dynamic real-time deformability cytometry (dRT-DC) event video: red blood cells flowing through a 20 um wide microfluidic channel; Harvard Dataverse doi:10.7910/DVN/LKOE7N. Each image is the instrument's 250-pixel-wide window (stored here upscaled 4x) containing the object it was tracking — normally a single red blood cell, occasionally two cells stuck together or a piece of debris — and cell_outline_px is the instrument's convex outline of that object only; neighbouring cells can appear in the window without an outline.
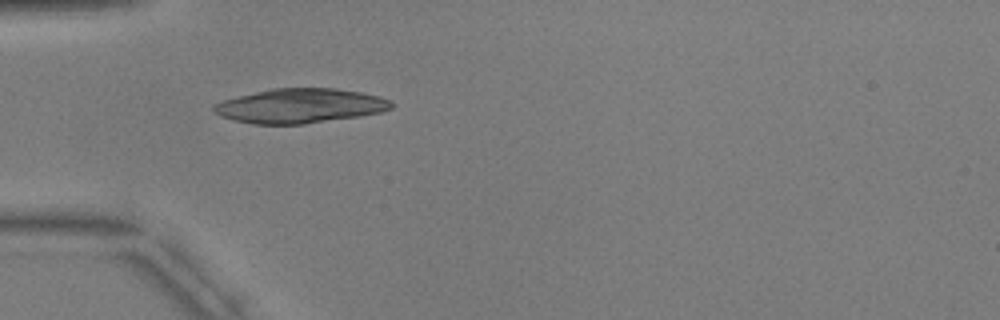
{"species": "common noctule bat (a hibernating species)", "species_latin": "Nyctalus noctula", "temperature_condition": "warm", "stored_images_in_passage": 1, "camera_frame_rate_fps": 3000, "um_per_image_px": 0.085, "animal": {"sex": "male", "body_mass_g": 17.9, "forearm_length_mm": 54.2}, "frame": {"image": 1, "passage_image": 1, "time_ms": 0.0, "image_size_px": [1000, 320], "cell_outline_px": [[396, 104], [392, 108], [380, 112], [360, 116], [304, 124], [252, 124], [232, 120], [220, 116], [212, 112], [212, 108], [216, 104], [224, 100], [272, 88], [336, 88], [360, 92], [380, 96]], "centroid_in_image_um": [25.51, 9.0], "position_along_channel_um": 59.5, "area_um2": 35.66}}